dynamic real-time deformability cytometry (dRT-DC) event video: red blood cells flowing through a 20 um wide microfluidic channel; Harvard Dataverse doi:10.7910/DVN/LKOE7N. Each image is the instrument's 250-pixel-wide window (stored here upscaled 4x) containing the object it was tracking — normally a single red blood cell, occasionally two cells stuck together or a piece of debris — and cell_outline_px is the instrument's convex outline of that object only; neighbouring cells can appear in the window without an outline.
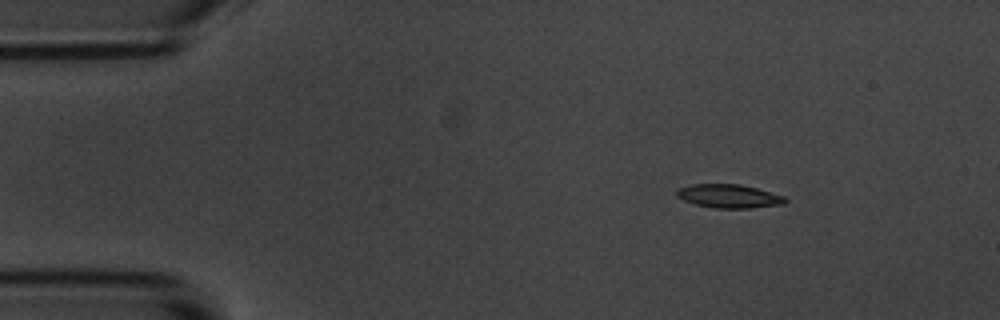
{"species": "common noctule bat (a hibernating species)", "species_latin": "Nyctalus noctula", "temperature_condition": "room temperature", "stored_images_in_passage": 9, "camera_frame_rate_fps": 3000, "um_per_image_px": 0.085, "animal": {"sex": "male", "body_mass_g": 20.1, "forearm_length_mm": 53.5}, "frame": {"image": 1, "passage_image": 2, "time_ms": 1.0, "image_size_px": [1000, 320], "cell_outline_px": [[788, 200], [784, 204], [748, 208], [716, 208], [696, 204], [684, 200], [676, 196], [676, 188], [692, 184], [740, 184], [756, 188], [784, 196]], "centroid_in_image_um": [61.94, 16.66], "position_along_channel_um": 23.1, "area_um2": 14.85}}
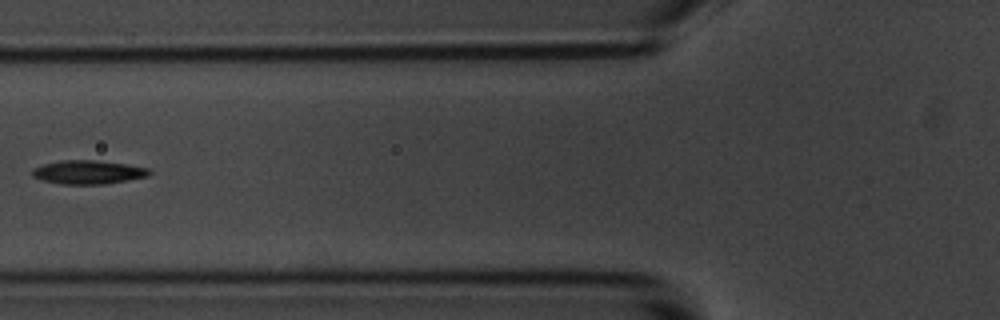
{"frame": {"image": 2, "passage_image": 6, "time_ms": 5.667, "image_size_px": [1000, 320], "cell_outline_px": [[152, 172], [148, 176], [104, 184], [60, 184], [40, 180], [32, 176], [32, 168], [44, 164], [60, 160], [92, 160], [124, 164], [148, 168]], "centroid_in_image_um": [7.44, 14.64], "position_along_channel_um": 118.4, "area_um2": 16.07}}
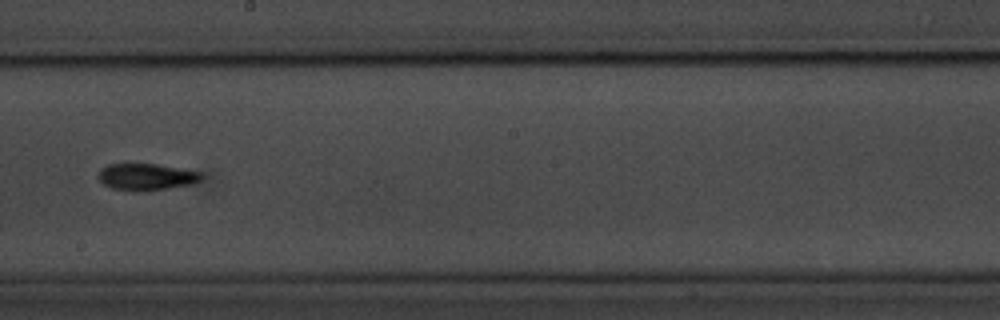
{"frame": {"image": 3, "passage_image": 9, "time_ms": 9.0, "image_size_px": [1000, 320], "cell_outline_px": [[204, 176], [200, 180], [192, 184], [168, 188], [140, 192], [132, 192], [112, 188], [104, 184], [96, 176], [100, 168], [108, 164], [156, 164], [204, 172]], "centroid_in_image_um": [12.44, 15.04], "position_along_channel_um": 235.8, "area_um2": 16.36}}